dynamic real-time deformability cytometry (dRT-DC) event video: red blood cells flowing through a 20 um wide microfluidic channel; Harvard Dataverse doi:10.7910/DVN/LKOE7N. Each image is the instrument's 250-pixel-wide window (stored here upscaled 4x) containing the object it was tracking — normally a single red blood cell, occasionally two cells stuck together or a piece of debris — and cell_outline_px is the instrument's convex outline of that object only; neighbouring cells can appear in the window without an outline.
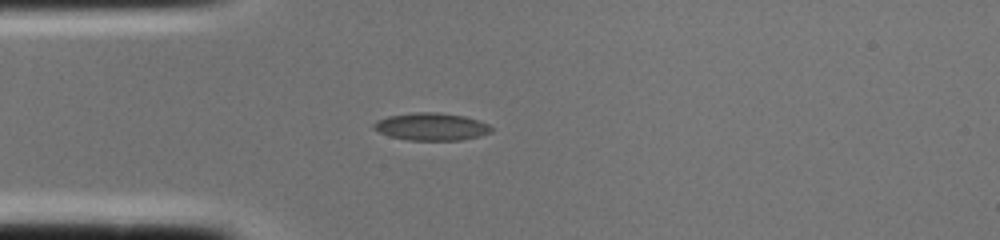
{"species": "common noctule bat (a hibernating species)", "species_latin": "Nyctalus noctula", "temperature_condition": "cold", "stored_images_in_passage": 1, "camera_frame_rate_fps": 3000, "um_per_image_px": 0.085, "animal": {"sex": "female", "body_mass_g": 22.0, "forearm_length_mm": 56.7}, "frame": {"image": 1, "passage_image": 1, "time_ms": 0.0, "image_size_px": [1000, 240], "cell_outline_px": [[476, 128], [468, 136], [436, 140], [428, 140], [400, 136], [388, 132], [380, 128], [380, 124], [384, 120], [396, 116], [456, 116], [472, 120], [476, 124]], "centroid_in_image_um": [36.47, 10.79], "position_along_channel_um": 48.5, "area_um2": 13.47}}